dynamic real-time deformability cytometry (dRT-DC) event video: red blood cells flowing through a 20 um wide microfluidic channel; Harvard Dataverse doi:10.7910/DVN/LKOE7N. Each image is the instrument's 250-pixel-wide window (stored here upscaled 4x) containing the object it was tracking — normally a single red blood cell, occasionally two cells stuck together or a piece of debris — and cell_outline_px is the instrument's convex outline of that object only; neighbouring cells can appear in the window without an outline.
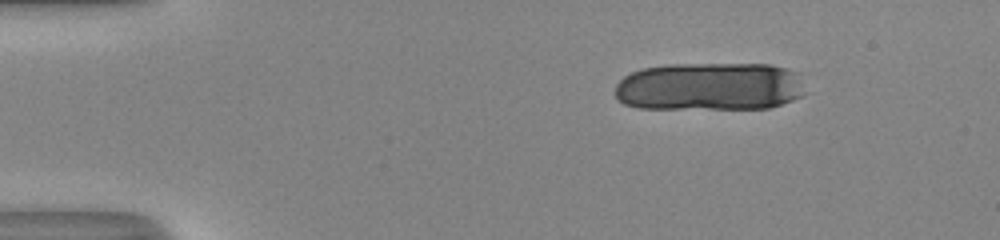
{"species": "human", "species_latin": "Homo sapiens", "temperature_condition": "room temperature", "stored_images_in_passage": 11, "camera_frame_rate_fps": 3000, "um_per_image_px": 0.085, "donor": {"sex": "male"}, "frame": {"image": 1, "passage_image": 1, "time_ms": 0.0, "image_size_px": [1000, 240], "cell_outline_px": [[804, 96], [768, 108], [636, 108], [624, 104], [616, 100], [616, 84], [624, 76], [632, 72], [644, 68], [668, 64], [768, 64], [788, 68], [800, 72]], "centroid_in_image_um": [60.33, 7.35], "position_along_channel_um": 24.7, "area_um2": 53.93}}
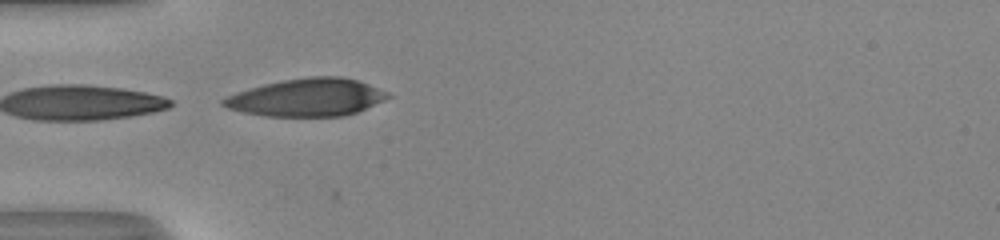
{"frame": {"image": 2, "passage_image": 11, "time_ms": 3.333, "image_size_px": [1000, 240], "cell_outline_px": [[392, 96], [384, 100], [356, 112], [344, 116], [264, 116], [244, 112], [228, 108], [220, 104], [220, 100], [236, 92], [264, 84], [284, 80], [308, 76], [340, 76], [356, 80], [368, 84], [388, 92]], "centroid_in_image_um": [26.08, 8.28], "position_along_channel_um": 58.9, "area_um2": 35.95}}